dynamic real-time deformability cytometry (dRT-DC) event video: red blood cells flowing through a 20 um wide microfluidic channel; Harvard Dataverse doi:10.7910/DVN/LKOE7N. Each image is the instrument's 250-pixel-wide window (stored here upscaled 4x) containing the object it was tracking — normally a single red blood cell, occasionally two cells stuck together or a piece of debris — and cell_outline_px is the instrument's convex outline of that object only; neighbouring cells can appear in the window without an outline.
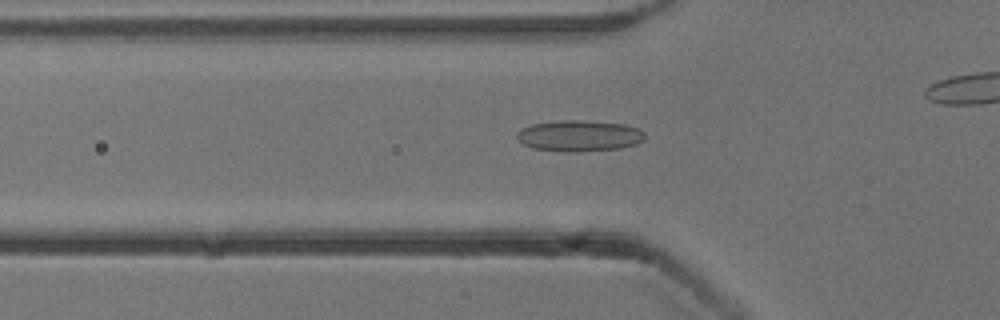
{"species": "common noctule bat (a hibernating species)", "species_latin": "Nyctalus noctula", "temperature_condition": "cold", "stored_images_in_passage": 29, "camera_frame_rate_fps": 3000, "um_per_image_px": 0.085, "animal": {"sex": "male", "body_mass_g": 13.3}, "frame": {"image": 1, "passage_image": 4, "time_ms": 1.0, "image_size_px": [1000, 320], "cell_outline_px": [[644, 140], [636, 144], [620, 148], [576, 152], [568, 152], [532, 148], [524, 144], [516, 136], [516, 132], [520, 128], [532, 124], [560, 120], [580, 120], [624, 124], [640, 128], [644, 132]], "centroid_in_image_um": [49.24, 11.54], "position_along_channel_um": 76.6, "area_um2": 23.29}}
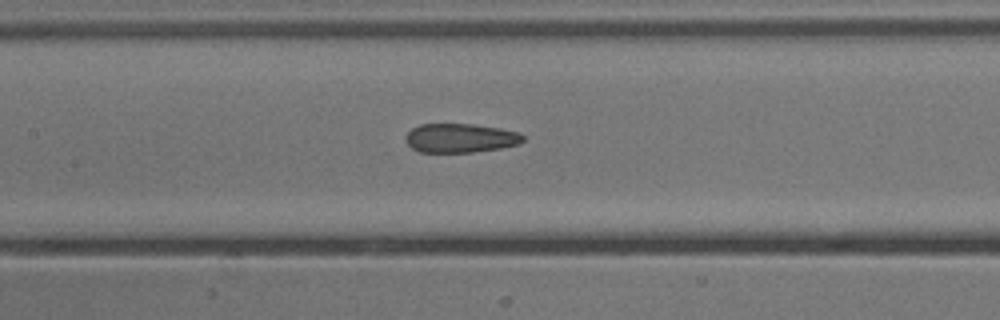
{"frame": {"image": 2, "passage_image": 11, "time_ms": 3.333, "image_size_px": [1000, 320], "cell_outline_px": [[524, 140], [520, 144], [500, 148], [472, 152], [420, 152], [412, 148], [404, 140], [404, 136], [412, 128], [420, 124], [472, 124], [500, 128], [520, 132], [524, 136]], "centroid_in_image_um": [39.13, 11.73], "position_along_channel_um": 168.3, "area_um2": 20.0}}
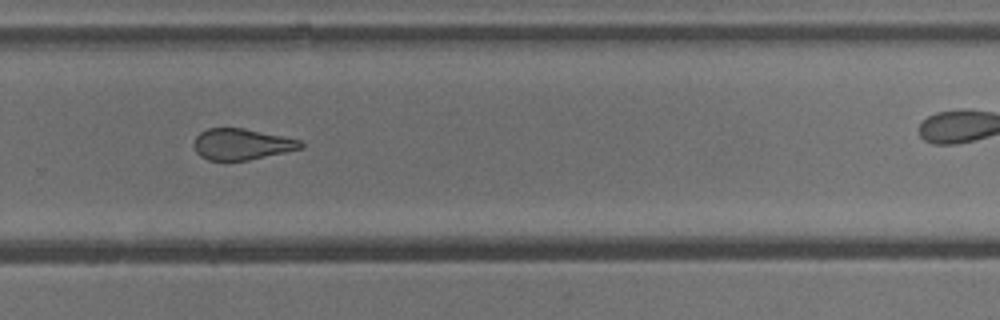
{"frame": {"image": 3, "passage_image": 22, "time_ms": 7.0, "image_size_px": [1000, 320], "cell_outline_px": [[304, 148], [248, 160], [208, 160], [200, 156], [196, 152], [192, 144], [196, 136], [200, 132], [208, 128], [244, 128], [300, 140], [304, 144]], "centroid_in_image_um": [20.52, 12.26], "position_along_channel_um": 309.3, "area_um2": 19.36}}